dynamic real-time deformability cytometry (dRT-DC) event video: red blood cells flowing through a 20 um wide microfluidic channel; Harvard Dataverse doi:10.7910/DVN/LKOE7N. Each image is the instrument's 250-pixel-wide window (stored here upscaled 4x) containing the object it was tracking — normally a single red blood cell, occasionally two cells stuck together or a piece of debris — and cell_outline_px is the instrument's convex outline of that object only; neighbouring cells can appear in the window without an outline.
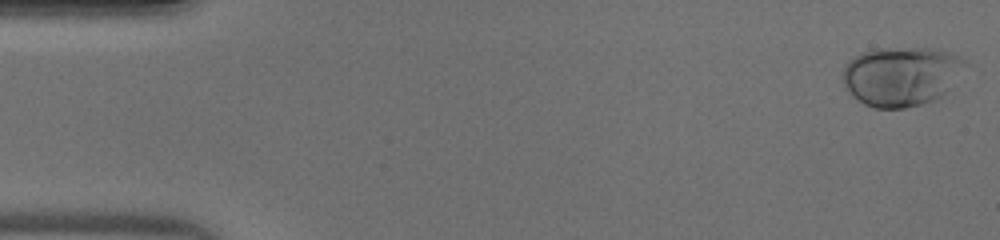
{"species": "human", "species_latin": "Homo sapiens", "temperature_condition": "warm", "stored_images_in_passage": 12, "camera_frame_rate_fps": 3000, "um_per_image_px": 0.085, "donor": {"sex": "male"}, "frame": {"image": 1, "passage_image": 1, "time_ms": 0.0, "image_size_px": [1000, 240], "cell_outline_px": [[968, 64], [948, 88], [936, 100], [904, 108], [876, 108], [864, 104], [852, 96], [844, 88], [844, 64], [848, 60], [860, 52], [876, 48], [932, 48], [960, 56], [968, 60]], "centroid_in_image_um": [76.58, 6.46], "position_along_channel_um": 8.4, "area_um2": 42.48}}